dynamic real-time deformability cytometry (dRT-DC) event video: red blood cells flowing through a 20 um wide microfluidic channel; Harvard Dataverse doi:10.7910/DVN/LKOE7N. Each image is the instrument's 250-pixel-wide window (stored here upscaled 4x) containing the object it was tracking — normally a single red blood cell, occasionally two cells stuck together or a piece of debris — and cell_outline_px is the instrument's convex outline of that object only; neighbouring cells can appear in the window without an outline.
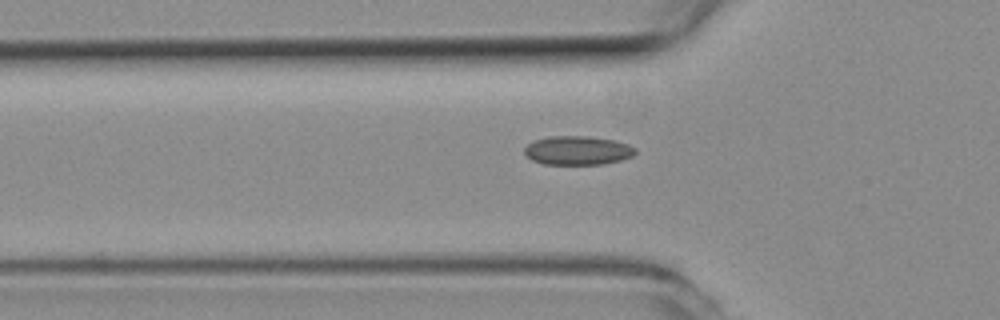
{"species": "common noctule bat (a hibernating species)", "species_latin": "Nyctalus noctula", "temperature_condition": "room temperature", "stored_images_in_passage": 40, "camera_frame_rate_fps": 3000, "um_per_image_px": 0.085, "animal": {"sex": "female", "body_mass_g": 19.3, "forearm_length_mm": 54.1}, "frame": {"image": 1, "passage_image": 6, "time_ms": 1.667, "image_size_px": [1000, 320], "cell_outline_px": [[636, 152], [632, 156], [620, 160], [604, 164], [544, 164], [532, 160], [524, 152], [524, 148], [532, 140], [548, 136], [588, 136], [616, 140], [628, 144], [636, 148]], "centroid_in_image_um": [49.1, 12.77], "position_along_channel_um": 76.7, "area_um2": 18.79}}
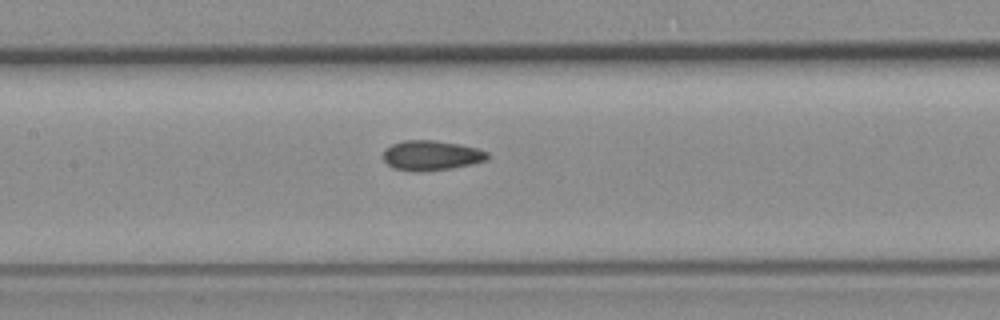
{"frame": {"image": 2, "passage_image": 13, "time_ms": 4.0, "image_size_px": [1000, 320], "cell_outline_px": [[488, 160], [472, 164], [452, 168], [424, 172], [412, 172], [392, 168], [384, 160], [384, 148], [392, 144], [404, 140], [432, 140], [456, 144], [476, 148], [488, 152]], "centroid_in_image_um": [36.63, 13.23], "position_along_channel_um": 170.8, "area_um2": 18.26}}
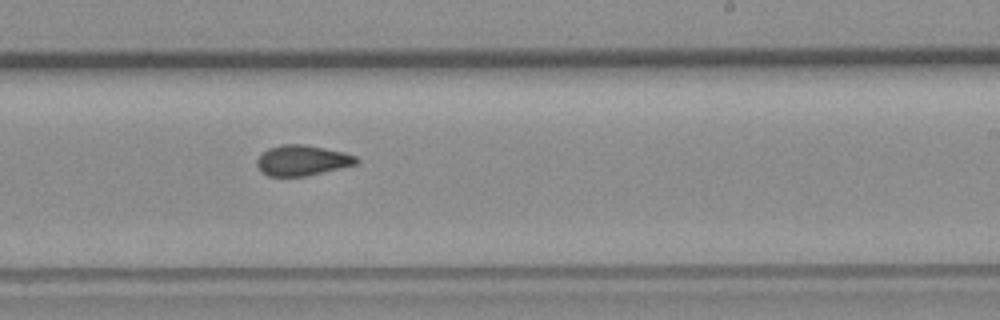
{"frame": {"image": 3, "passage_image": 20, "time_ms": 6.333, "image_size_px": [1000, 320], "cell_outline_px": [[360, 160], [356, 164], [340, 168], [304, 176], [268, 176], [256, 164], [256, 160], [268, 148], [284, 144], [304, 144], [344, 152], [356, 156]], "centroid_in_image_um": [25.7, 13.62], "position_along_channel_um": 263.3, "area_um2": 17.4}}